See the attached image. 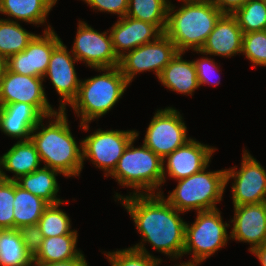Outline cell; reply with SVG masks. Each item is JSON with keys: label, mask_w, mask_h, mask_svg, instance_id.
I'll return each instance as SVG.
<instances>
[{"label": "cell", "mask_w": 266, "mask_h": 266, "mask_svg": "<svg viewBox=\"0 0 266 266\" xmlns=\"http://www.w3.org/2000/svg\"><path fill=\"white\" fill-rule=\"evenodd\" d=\"M115 198L131 216L136 229L141 234L142 242L150 243L156 251L170 258L183 256L185 244V226L180 214L183 212L174 208L161 193L132 194Z\"/></svg>", "instance_id": "6da1fadb"}, {"label": "cell", "mask_w": 266, "mask_h": 266, "mask_svg": "<svg viewBox=\"0 0 266 266\" xmlns=\"http://www.w3.org/2000/svg\"><path fill=\"white\" fill-rule=\"evenodd\" d=\"M45 118H53L46 127L43 125ZM67 119L66 110L59 109L43 117L33 129L30 139L40 160L45 163L43 167L56 170L66 177H77L83 169L82 141L78 146Z\"/></svg>", "instance_id": "7a4b0ae2"}, {"label": "cell", "mask_w": 266, "mask_h": 266, "mask_svg": "<svg viewBox=\"0 0 266 266\" xmlns=\"http://www.w3.org/2000/svg\"><path fill=\"white\" fill-rule=\"evenodd\" d=\"M178 1L183 4L177 10L170 2L164 34L178 52L200 51L223 13L209 0Z\"/></svg>", "instance_id": "3957f363"}, {"label": "cell", "mask_w": 266, "mask_h": 266, "mask_svg": "<svg viewBox=\"0 0 266 266\" xmlns=\"http://www.w3.org/2000/svg\"><path fill=\"white\" fill-rule=\"evenodd\" d=\"M96 70L104 73L81 80L78 94L70 104L77 116H81L80 127L84 131L89 130L92 120L107 114L130 85L118 66Z\"/></svg>", "instance_id": "277c9868"}, {"label": "cell", "mask_w": 266, "mask_h": 266, "mask_svg": "<svg viewBox=\"0 0 266 266\" xmlns=\"http://www.w3.org/2000/svg\"><path fill=\"white\" fill-rule=\"evenodd\" d=\"M138 136L137 132L109 176L114 177L122 187L133 188V194H155L156 189V193H161L159 187L163 184V160L144 143L134 148L133 143Z\"/></svg>", "instance_id": "5b68a950"}, {"label": "cell", "mask_w": 266, "mask_h": 266, "mask_svg": "<svg viewBox=\"0 0 266 266\" xmlns=\"http://www.w3.org/2000/svg\"><path fill=\"white\" fill-rule=\"evenodd\" d=\"M202 171L177 180L178 184L165 198L174 208L181 212H196L217 209L226 188L225 169Z\"/></svg>", "instance_id": "8992f818"}, {"label": "cell", "mask_w": 266, "mask_h": 266, "mask_svg": "<svg viewBox=\"0 0 266 266\" xmlns=\"http://www.w3.org/2000/svg\"><path fill=\"white\" fill-rule=\"evenodd\" d=\"M230 225L223 222L220 210H207L197 212V218L185 226V254H193L192 262L198 264L209 258L222 247L226 246L230 235L227 227ZM229 236V237H228Z\"/></svg>", "instance_id": "52a82bcc"}, {"label": "cell", "mask_w": 266, "mask_h": 266, "mask_svg": "<svg viewBox=\"0 0 266 266\" xmlns=\"http://www.w3.org/2000/svg\"><path fill=\"white\" fill-rule=\"evenodd\" d=\"M136 136V130L97 129L82 140L83 165L85 159H90L95 167L105 171V177H109L124 150Z\"/></svg>", "instance_id": "ba28073f"}, {"label": "cell", "mask_w": 266, "mask_h": 266, "mask_svg": "<svg viewBox=\"0 0 266 266\" xmlns=\"http://www.w3.org/2000/svg\"><path fill=\"white\" fill-rule=\"evenodd\" d=\"M186 132L178 110L172 107L159 109L148 125L143 143L163 160L191 139Z\"/></svg>", "instance_id": "9c48e42d"}, {"label": "cell", "mask_w": 266, "mask_h": 266, "mask_svg": "<svg viewBox=\"0 0 266 266\" xmlns=\"http://www.w3.org/2000/svg\"><path fill=\"white\" fill-rule=\"evenodd\" d=\"M178 50L174 43L162 34L157 40L143 44L120 57L119 68L130 84L134 76L144 71H154L159 78L163 69L175 57Z\"/></svg>", "instance_id": "30bf717a"}, {"label": "cell", "mask_w": 266, "mask_h": 266, "mask_svg": "<svg viewBox=\"0 0 266 266\" xmlns=\"http://www.w3.org/2000/svg\"><path fill=\"white\" fill-rule=\"evenodd\" d=\"M226 186L232 178L233 206L266 202V170L247 150H243L241 167L225 169Z\"/></svg>", "instance_id": "8fae6325"}, {"label": "cell", "mask_w": 266, "mask_h": 266, "mask_svg": "<svg viewBox=\"0 0 266 266\" xmlns=\"http://www.w3.org/2000/svg\"><path fill=\"white\" fill-rule=\"evenodd\" d=\"M71 53L93 69L119 66L120 58L114 51L110 32L100 33L84 21L78 22Z\"/></svg>", "instance_id": "7c38bea8"}, {"label": "cell", "mask_w": 266, "mask_h": 266, "mask_svg": "<svg viewBox=\"0 0 266 266\" xmlns=\"http://www.w3.org/2000/svg\"><path fill=\"white\" fill-rule=\"evenodd\" d=\"M44 78L20 75L5 69L0 82V106L24 102L32 105L43 117L57 112L49 104L45 88Z\"/></svg>", "instance_id": "4fadbf2b"}, {"label": "cell", "mask_w": 266, "mask_h": 266, "mask_svg": "<svg viewBox=\"0 0 266 266\" xmlns=\"http://www.w3.org/2000/svg\"><path fill=\"white\" fill-rule=\"evenodd\" d=\"M43 35H35L24 51L6 59V69L20 75L43 78L53 49L61 42L50 25Z\"/></svg>", "instance_id": "5bb4252c"}, {"label": "cell", "mask_w": 266, "mask_h": 266, "mask_svg": "<svg viewBox=\"0 0 266 266\" xmlns=\"http://www.w3.org/2000/svg\"><path fill=\"white\" fill-rule=\"evenodd\" d=\"M75 62L78 60L61 41L53 49L44 74L43 78L49 77L48 79L61 97L59 110H66V105H70L78 94L81 80L77 77Z\"/></svg>", "instance_id": "9a60e30c"}, {"label": "cell", "mask_w": 266, "mask_h": 266, "mask_svg": "<svg viewBox=\"0 0 266 266\" xmlns=\"http://www.w3.org/2000/svg\"><path fill=\"white\" fill-rule=\"evenodd\" d=\"M215 150L217 149L200 143L196 139H190L163 159V183L166 181L167 173L170 178L179 180L196 174L205 167H209L210 158H212L211 156ZM166 160L167 171H165L164 166Z\"/></svg>", "instance_id": "2e32d148"}, {"label": "cell", "mask_w": 266, "mask_h": 266, "mask_svg": "<svg viewBox=\"0 0 266 266\" xmlns=\"http://www.w3.org/2000/svg\"><path fill=\"white\" fill-rule=\"evenodd\" d=\"M230 239L249 243L252 253L266 243V202L234 206Z\"/></svg>", "instance_id": "e0dca14e"}, {"label": "cell", "mask_w": 266, "mask_h": 266, "mask_svg": "<svg viewBox=\"0 0 266 266\" xmlns=\"http://www.w3.org/2000/svg\"><path fill=\"white\" fill-rule=\"evenodd\" d=\"M113 48L120 58L126 52L151 43L164 34L155 24L124 16L109 29Z\"/></svg>", "instance_id": "ac0fdd59"}, {"label": "cell", "mask_w": 266, "mask_h": 266, "mask_svg": "<svg viewBox=\"0 0 266 266\" xmlns=\"http://www.w3.org/2000/svg\"><path fill=\"white\" fill-rule=\"evenodd\" d=\"M242 38L243 32L236 18L232 14L223 13L201 50L194 52L202 55L232 57L241 54Z\"/></svg>", "instance_id": "d6986e66"}, {"label": "cell", "mask_w": 266, "mask_h": 266, "mask_svg": "<svg viewBox=\"0 0 266 266\" xmlns=\"http://www.w3.org/2000/svg\"><path fill=\"white\" fill-rule=\"evenodd\" d=\"M42 118L32 105L24 102L0 106V130L20 141L30 139L33 129Z\"/></svg>", "instance_id": "ffe728a7"}, {"label": "cell", "mask_w": 266, "mask_h": 266, "mask_svg": "<svg viewBox=\"0 0 266 266\" xmlns=\"http://www.w3.org/2000/svg\"><path fill=\"white\" fill-rule=\"evenodd\" d=\"M41 160L34 143L29 140L18 141L2 157H0V178L16 181L23 175L39 169ZM14 173L12 177L3 171Z\"/></svg>", "instance_id": "44dd1931"}, {"label": "cell", "mask_w": 266, "mask_h": 266, "mask_svg": "<svg viewBox=\"0 0 266 266\" xmlns=\"http://www.w3.org/2000/svg\"><path fill=\"white\" fill-rule=\"evenodd\" d=\"M183 54L178 52L163 69L158 79L171 91L192 96V93L200 86L193 60H184Z\"/></svg>", "instance_id": "7402d4cb"}, {"label": "cell", "mask_w": 266, "mask_h": 266, "mask_svg": "<svg viewBox=\"0 0 266 266\" xmlns=\"http://www.w3.org/2000/svg\"><path fill=\"white\" fill-rule=\"evenodd\" d=\"M78 233L44 238L40 249L33 256V265L59 262L71 259H85L84 254L76 248Z\"/></svg>", "instance_id": "603a6c76"}, {"label": "cell", "mask_w": 266, "mask_h": 266, "mask_svg": "<svg viewBox=\"0 0 266 266\" xmlns=\"http://www.w3.org/2000/svg\"><path fill=\"white\" fill-rule=\"evenodd\" d=\"M54 5L52 0H0V13L13 17L15 22L40 25L46 22Z\"/></svg>", "instance_id": "cb8c5ba5"}, {"label": "cell", "mask_w": 266, "mask_h": 266, "mask_svg": "<svg viewBox=\"0 0 266 266\" xmlns=\"http://www.w3.org/2000/svg\"><path fill=\"white\" fill-rule=\"evenodd\" d=\"M58 174L61 173L47 167H42L30 174L19 177L15 182L24 190L41 197L49 204H57L65 202L57 197L60 189L56 180Z\"/></svg>", "instance_id": "d4e9b609"}, {"label": "cell", "mask_w": 266, "mask_h": 266, "mask_svg": "<svg viewBox=\"0 0 266 266\" xmlns=\"http://www.w3.org/2000/svg\"><path fill=\"white\" fill-rule=\"evenodd\" d=\"M14 229L21 226L35 225L44 210L49 206L41 197L24 190L14 181Z\"/></svg>", "instance_id": "484cf974"}, {"label": "cell", "mask_w": 266, "mask_h": 266, "mask_svg": "<svg viewBox=\"0 0 266 266\" xmlns=\"http://www.w3.org/2000/svg\"><path fill=\"white\" fill-rule=\"evenodd\" d=\"M0 266H34L17 229L0 230Z\"/></svg>", "instance_id": "4316f807"}, {"label": "cell", "mask_w": 266, "mask_h": 266, "mask_svg": "<svg viewBox=\"0 0 266 266\" xmlns=\"http://www.w3.org/2000/svg\"><path fill=\"white\" fill-rule=\"evenodd\" d=\"M35 35L26 31L13 19L0 18V55L7 59L11 55L24 51Z\"/></svg>", "instance_id": "83f0119b"}, {"label": "cell", "mask_w": 266, "mask_h": 266, "mask_svg": "<svg viewBox=\"0 0 266 266\" xmlns=\"http://www.w3.org/2000/svg\"><path fill=\"white\" fill-rule=\"evenodd\" d=\"M169 5V0H129L126 16L155 24L164 33Z\"/></svg>", "instance_id": "f1b7e54d"}, {"label": "cell", "mask_w": 266, "mask_h": 266, "mask_svg": "<svg viewBox=\"0 0 266 266\" xmlns=\"http://www.w3.org/2000/svg\"><path fill=\"white\" fill-rule=\"evenodd\" d=\"M232 15L236 18L243 34L266 29V2L264 0H248Z\"/></svg>", "instance_id": "f546056e"}, {"label": "cell", "mask_w": 266, "mask_h": 266, "mask_svg": "<svg viewBox=\"0 0 266 266\" xmlns=\"http://www.w3.org/2000/svg\"><path fill=\"white\" fill-rule=\"evenodd\" d=\"M142 242L133 247L107 252L111 266H159L162 262L160 258L152 256Z\"/></svg>", "instance_id": "4dcf8cb0"}, {"label": "cell", "mask_w": 266, "mask_h": 266, "mask_svg": "<svg viewBox=\"0 0 266 266\" xmlns=\"http://www.w3.org/2000/svg\"><path fill=\"white\" fill-rule=\"evenodd\" d=\"M63 203L49 204L42 213L37 224L44 238L67 235L74 231L71 229L69 216L62 209H59Z\"/></svg>", "instance_id": "1f68e13d"}, {"label": "cell", "mask_w": 266, "mask_h": 266, "mask_svg": "<svg viewBox=\"0 0 266 266\" xmlns=\"http://www.w3.org/2000/svg\"><path fill=\"white\" fill-rule=\"evenodd\" d=\"M252 64L266 67V34L265 31L244 33L242 51Z\"/></svg>", "instance_id": "d6a6232c"}, {"label": "cell", "mask_w": 266, "mask_h": 266, "mask_svg": "<svg viewBox=\"0 0 266 266\" xmlns=\"http://www.w3.org/2000/svg\"><path fill=\"white\" fill-rule=\"evenodd\" d=\"M14 181L0 178V230L14 229Z\"/></svg>", "instance_id": "836d02e7"}, {"label": "cell", "mask_w": 266, "mask_h": 266, "mask_svg": "<svg viewBox=\"0 0 266 266\" xmlns=\"http://www.w3.org/2000/svg\"><path fill=\"white\" fill-rule=\"evenodd\" d=\"M17 230L21 236L26 250L32 256H34L40 249L42 241L44 239L38 224L21 226Z\"/></svg>", "instance_id": "e575fe53"}, {"label": "cell", "mask_w": 266, "mask_h": 266, "mask_svg": "<svg viewBox=\"0 0 266 266\" xmlns=\"http://www.w3.org/2000/svg\"><path fill=\"white\" fill-rule=\"evenodd\" d=\"M193 63L195 65L199 86L204 84H214L216 86L220 84V81H215L213 83V75H215L216 72H219V66L214 62V59L206 56L205 58L202 57L201 59L194 60Z\"/></svg>", "instance_id": "d590c367"}, {"label": "cell", "mask_w": 266, "mask_h": 266, "mask_svg": "<svg viewBox=\"0 0 266 266\" xmlns=\"http://www.w3.org/2000/svg\"><path fill=\"white\" fill-rule=\"evenodd\" d=\"M91 8L100 12H109L122 18L127 15L129 0H83Z\"/></svg>", "instance_id": "8d00e7d4"}, {"label": "cell", "mask_w": 266, "mask_h": 266, "mask_svg": "<svg viewBox=\"0 0 266 266\" xmlns=\"http://www.w3.org/2000/svg\"><path fill=\"white\" fill-rule=\"evenodd\" d=\"M222 13L232 14L236 9L244 5L248 0H209Z\"/></svg>", "instance_id": "74e56055"}, {"label": "cell", "mask_w": 266, "mask_h": 266, "mask_svg": "<svg viewBox=\"0 0 266 266\" xmlns=\"http://www.w3.org/2000/svg\"><path fill=\"white\" fill-rule=\"evenodd\" d=\"M40 266H89L86 259H71L59 262L41 264Z\"/></svg>", "instance_id": "f35d334b"}, {"label": "cell", "mask_w": 266, "mask_h": 266, "mask_svg": "<svg viewBox=\"0 0 266 266\" xmlns=\"http://www.w3.org/2000/svg\"><path fill=\"white\" fill-rule=\"evenodd\" d=\"M252 253L257 256L262 266H266V243L257 247Z\"/></svg>", "instance_id": "ab89813d"}, {"label": "cell", "mask_w": 266, "mask_h": 266, "mask_svg": "<svg viewBox=\"0 0 266 266\" xmlns=\"http://www.w3.org/2000/svg\"><path fill=\"white\" fill-rule=\"evenodd\" d=\"M6 69V59L0 55V82Z\"/></svg>", "instance_id": "60d3db41"}, {"label": "cell", "mask_w": 266, "mask_h": 266, "mask_svg": "<svg viewBox=\"0 0 266 266\" xmlns=\"http://www.w3.org/2000/svg\"><path fill=\"white\" fill-rule=\"evenodd\" d=\"M198 264L192 263V262H184V263H180L178 265H174V266H197Z\"/></svg>", "instance_id": "b9f144b4"}]
</instances>
